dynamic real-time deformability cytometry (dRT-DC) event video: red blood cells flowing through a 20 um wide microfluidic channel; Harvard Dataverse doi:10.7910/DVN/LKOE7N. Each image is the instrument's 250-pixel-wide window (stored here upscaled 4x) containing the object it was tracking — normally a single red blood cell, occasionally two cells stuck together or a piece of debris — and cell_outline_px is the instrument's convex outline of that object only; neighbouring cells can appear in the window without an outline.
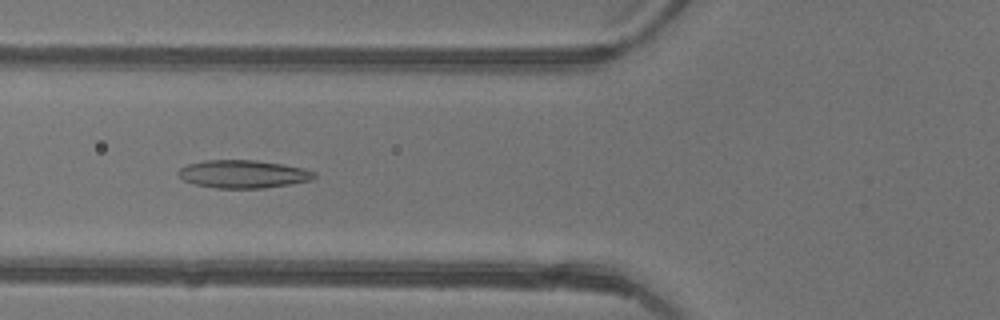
{"species": "common noctule bat (a hibernating species)", "species_latin": "Nyctalus noctula", "temperature_condition": "warm", "stored_images_in_passage": 29, "camera_frame_rate_fps": 3000, "um_per_image_px": 0.085, "animal": {"sex": "female"}, "frame": {"image": 1, "passage_image": 19, "time_ms": 6.0, "image_size_px": [1000, 320], "cell_outline_px": [[316, 176], [312, 180], [264, 188], [216, 188], [196, 184], [184, 180], [176, 172], [180, 168], [188, 164], [204, 160], [256, 160], [304, 168], [316, 172]], "centroid_in_image_um": [20.67, 14.79], "position_along_channel_um": 105.1, "area_um2": 22.02}}
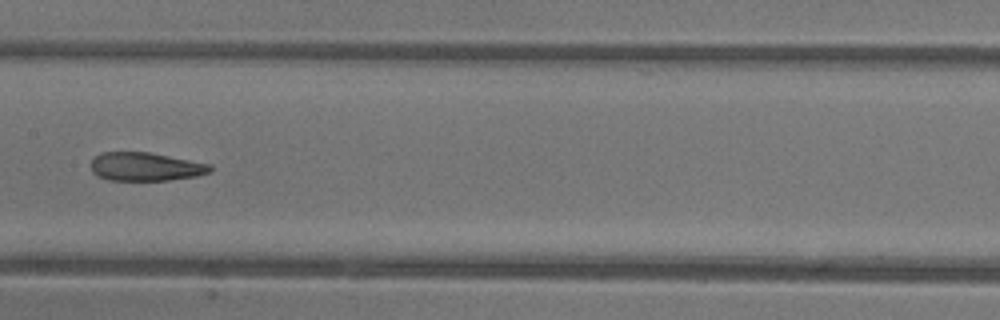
{"frame": {"image": 2, "passage_image": 25, "time_ms": 8.0, "image_size_px": [1000, 320], "cell_outline_px": [[212, 172], [196, 176], [168, 180], [108, 180], [96, 176], [92, 172], [88, 164], [100, 152], [148, 152], [212, 164]], "centroid_in_image_um": [12.34, 14.17], "position_along_channel_um": 195.1, "area_um2": 20.0}}
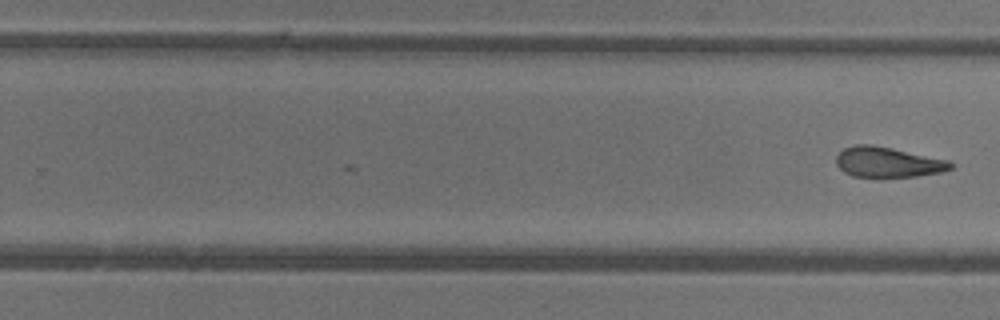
{"frame": {"image": 3, "passage_image": 29, "time_ms": 9.333, "image_size_px": [1000, 320], "cell_outline_px": [[956, 164], [952, 168], [940, 172], [916, 176], [880, 180], [852, 176], [844, 172], [836, 164], [836, 156], [844, 148], [852, 144], [872, 144], [892, 148], [948, 160]], "centroid_in_image_um": [75.43, 13.82], "position_along_channel_um": 254.4, "area_um2": 20.98}}